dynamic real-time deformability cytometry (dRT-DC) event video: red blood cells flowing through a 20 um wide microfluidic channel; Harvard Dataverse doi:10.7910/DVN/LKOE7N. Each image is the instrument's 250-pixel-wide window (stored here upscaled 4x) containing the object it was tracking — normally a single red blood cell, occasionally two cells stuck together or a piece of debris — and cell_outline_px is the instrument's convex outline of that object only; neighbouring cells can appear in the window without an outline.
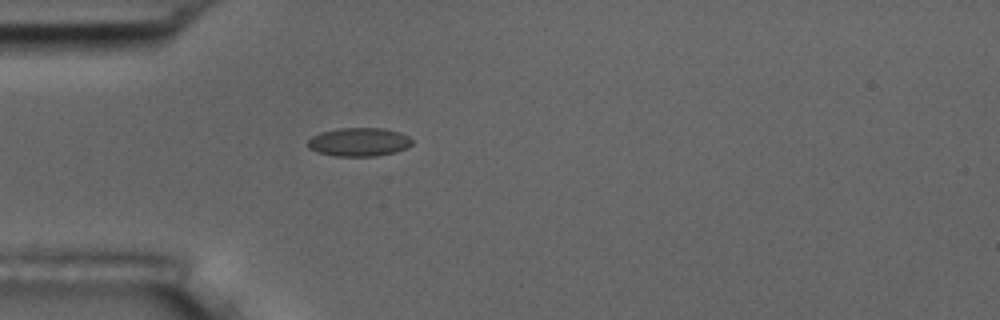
{"species": "common noctule bat (a hibernating species)", "species_latin": "Nyctalus noctula", "temperature_condition": "room temperature", "stored_images_in_passage": 1, "camera_frame_rate_fps": 3000, "um_per_image_px": 0.085, "animal": {"sex": "male", "body_mass_g": 17.5, "forearm_length_mm": 52.3}, "frame": {"image": 1, "passage_image": 1, "time_ms": 0.0, "image_size_px": [1000, 320], "cell_outline_px": [[412, 144], [408, 148], [396, 152], [376, 156], [336, 156], [316, 152], [308, 148], [308, 140], [312, 136], [320, 132], [340, 128], [384, 128], [400, 132], [408, 136], [412, 140]], "centroid_in_image_um": [30.52, 12.07], "position_along_channel_um": 54.5, "area_um2": 17.51}}